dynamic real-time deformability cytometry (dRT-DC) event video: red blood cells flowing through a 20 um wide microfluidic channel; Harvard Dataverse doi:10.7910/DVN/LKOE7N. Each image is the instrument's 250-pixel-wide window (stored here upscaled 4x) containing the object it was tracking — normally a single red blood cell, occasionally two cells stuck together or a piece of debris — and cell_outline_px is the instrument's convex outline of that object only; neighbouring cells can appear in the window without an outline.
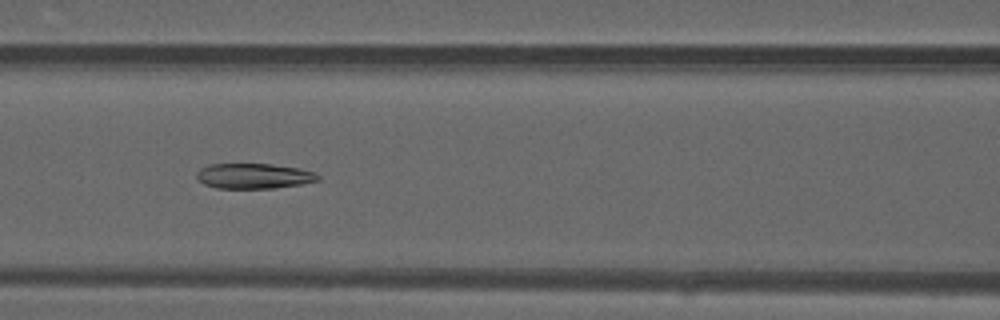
{"species": "common noctule bat (a hibernating species)", "species_latin": "Nyctalus noctula", "temperature_condition": "warm", "stored_images_in_passage": 34, "camera_frame_rate_fps": 3000, "um_per_image_px": 0.085, "animal": {"sex": "male", "forearm_length_mm": 52.5}, "frame": {"image": 1, "passage_image": 10, "time_ms": 3.0, "image_size_px": [1000, 320], "cell_outline_px": [[320, 180], [300, 184], [272, 188], [216, 188], [204, 184], [196, 176], [196, 172], [200, 168], [208, 164], [272, 164], [300, 168], [316, 172], [320, 176]], "centroid_in_image_um": [21.59, 14.95], "position_along_channel_um": 145.0, "area_um2": 17.92}}
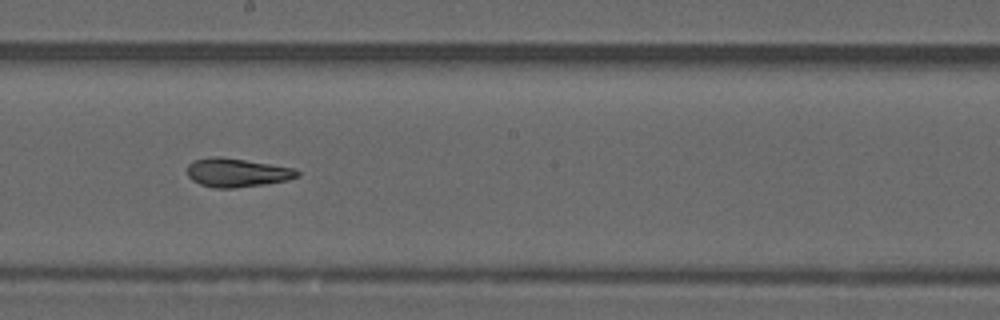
{"frame": {"image": 2, "passage_image": 16, "time_ms": 5.0, "image_size_px": [1000, 320], "cell_outline_px": [[300, 176], [288, 180], [264, 184], [236, 188], [216, 188], [200, 184], [192, 180], [188, 176], [188, 164], [196, 160], [216, 156], [220, 156], [296, 168], [300, 172]], "centroid_in_image_um": [20.18, 14.68], "position_along_channel_um": 228.0, "area_um2": 18.38}}
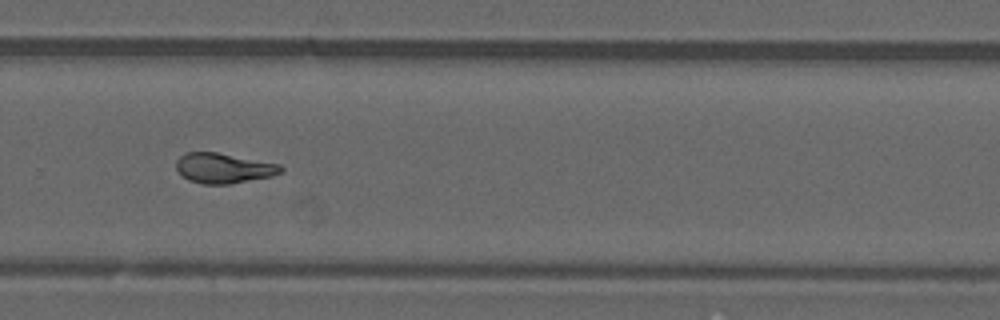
{"frame": {"image": 3, "passage_image": 22, "time_ms": 7.0, "image_size_px": [1000, 320], "cell_outline_px": [[284, 168], [280, 172], [272, 176], [228, 184], [204, 184], [188, 180], [176, 168], [176, 160], [184, 152], [216, 152], [280, 164]], "centroid_in_image_um": [18.99, 14.28], "position_along_channel_um": 310.8, "area_um2": 18.21}, "authors_computed_cell_mechanics": {"area_um2": 18.4093, "velocity_mm_per_s": 4.1662, "shape_relaxation_time_tau1_ms": null, "shape_relaxation_time_tau2_ms": 2.5907, "deformation_change_tau1": null, "deformation_change_tau2": 0.0984}}